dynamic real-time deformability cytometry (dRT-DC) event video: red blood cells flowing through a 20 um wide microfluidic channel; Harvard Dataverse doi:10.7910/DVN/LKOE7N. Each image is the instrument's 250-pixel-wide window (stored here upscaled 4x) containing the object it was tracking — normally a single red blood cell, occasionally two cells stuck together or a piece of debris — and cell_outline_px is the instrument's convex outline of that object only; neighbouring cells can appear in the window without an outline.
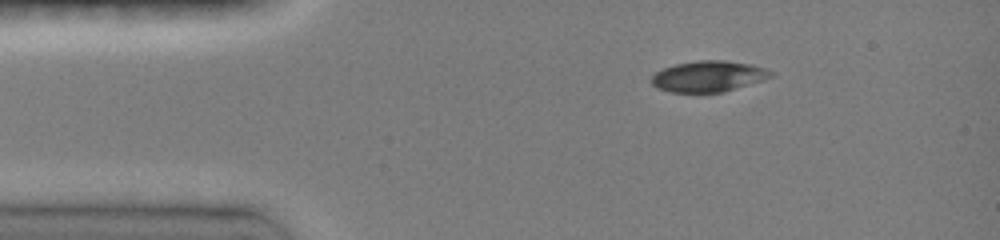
{"species": "common noctule bat (a hibernating species)", "species_latin": "Nyctalus noctula", "temperature_condition": "room temperature", "stored_images_in_passage": 40, "camera_frame_rate_fps": 3000, "um_per_image_px": 0.085, "animal": {"sex": "female", "body_mass_g": 19.0, "forearm_length_mm": 51.5}, "frame": {"image": 1, "passage_image": 1, "time_ms": 0.0, "image_size_px": [1000, 240], "cell_outline_px": [[776, 72], [772, 76], [764, 80], [724, 92], [672, 92], [660, 88], [652, 84], [652, 76], [656, 72], [664, 68], [676, 64], [700, 60], [724, 60], [752, 64]], "centroid_in_image_um": [60.28, 6.48], "position_along_channel_um": 24.7, "area_um2": 21.44}}
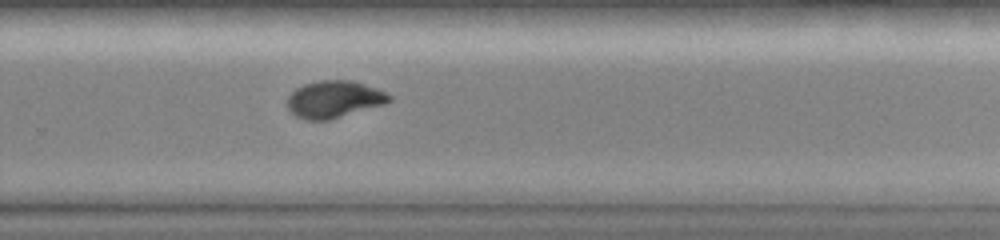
{"frame": {"image": 2, "passage_image": 25, "time_ms": 8.0, "image_size_px": [1000, 240], "cell_outline_px": [[392, 100], [384, 104], [328, 120], [308, 120], [296, 116], [288, 108], [288, 96], [296, 88], [304, 84], [320, 80], [352, 80], [388, 92], [392, 96]], "centroid_in_image_um": [28.42, 8.42], "position_along_channel_um": 301.4, "area_um2": 21.91}}
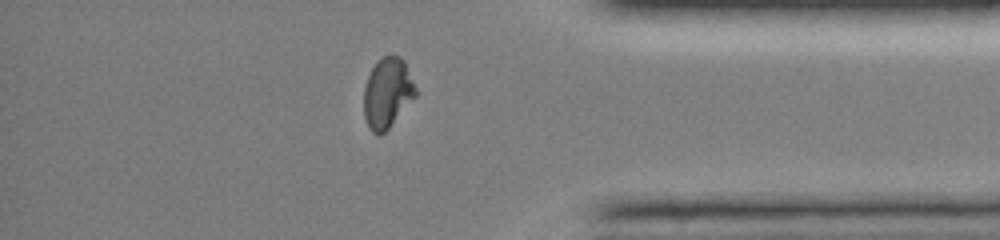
{"frame": {"image": 3, "passage_image": 33, "time_ms": 10.667, "image_size_px": [1000, 240], "cell_outline_px": [[416, 96], [388, 128], [384, 132], [372, 132], [368, 128], [364, 116], [364, 88], [368, 76], [376, 60], [384, 56], [400, 56], [404, 60], [416, 88]], "centroid_in_image_um": [32.92, 7.87], "position_along_channel_um": 402.3, "area_um2": 20.92}, "authors_computed_cell_mechanics": {"area_um2": 22.2241, "velocity_mm_per_s": 4.1156, "shape_relaxation_time_tau1_ms": 4.8632, "shape_relaxation_time_tau2_ms": 1.9296, "deformation_change_tau1": 0.2172, "deformation_change_tau2": 0.039}}